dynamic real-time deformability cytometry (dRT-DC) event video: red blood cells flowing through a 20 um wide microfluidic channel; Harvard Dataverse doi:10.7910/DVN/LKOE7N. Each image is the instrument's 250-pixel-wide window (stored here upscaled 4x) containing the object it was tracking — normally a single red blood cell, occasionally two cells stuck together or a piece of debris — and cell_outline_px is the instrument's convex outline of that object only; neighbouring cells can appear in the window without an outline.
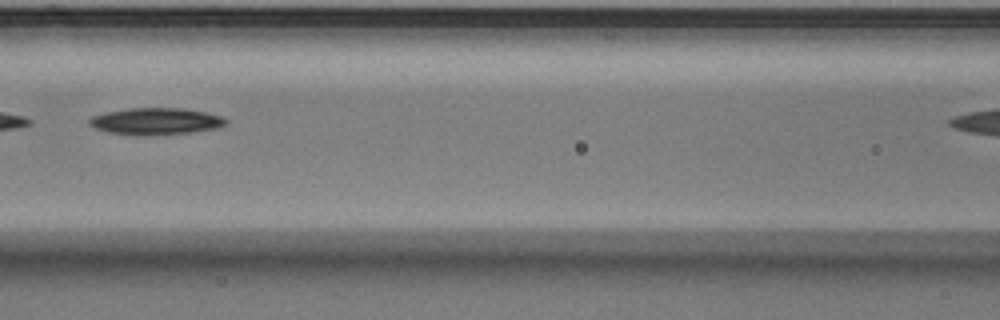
{"species": "Egyptian fruit bat (a non-hibernating species)", "species_latin": "Rousettus aegyptiacus", "temperature_condition": "warm", "stored_images_in_passage": 38, "segment_of_instrument_passage": [2, 2], "camera_frame_rate_fps": 3000, "um_per_image_px": 0.085, "animal": {"sex": "male"}, "frame": {"image": 1, "passage_image": 16, "time_ms": 5.0, "image_size_px": [1000, 320], "cell_outline_px": [[228, 120], [224, 124], [216, 128], [192, 132], [108, 132], [96, 128], [88, 124], [88, 120], [92, 116], [104, 112], [128, 108], [184, 108], [204, 112], [220, 116]], "centroid_in_image_um": [13.23, 10.24], "position_along_channel_um": 153.4, "area_um2": 20.06}}
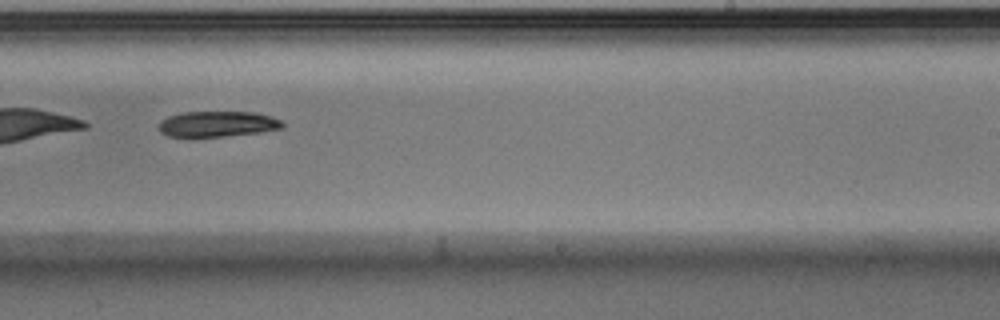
{"frame": {"image": 2, "passage_image": 25, "time_ms": 8.0, "image_size_px": [1000, 320], "cell_outline_px": [[284, 128], [260, 132], [192, 140], [168, 136], [160, 132], [160, 120], [168, 116], [180, 112], [256, 112], [272, 116], [280, 120], [284, 124]], "centroid_in_image_um": [18.43, 10.57], "position_along_channel_um": 270.6, "area_um2": 19.31}}
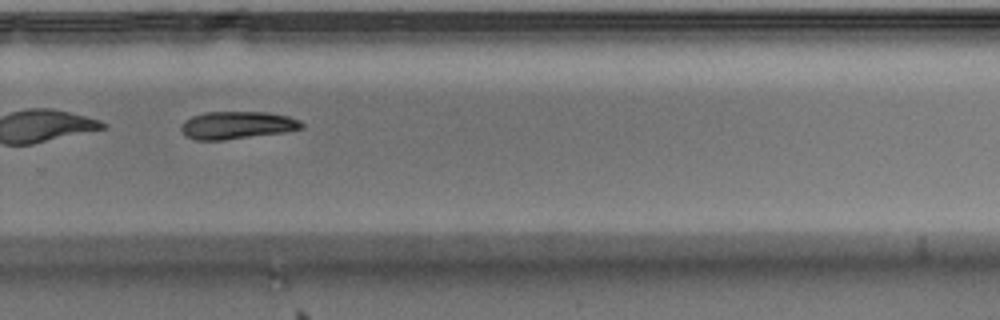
{"frame": {"image": 3, "passage_image": 28, "time_ms": 9.0, "image_size_px": [1000, 320], "cell_outline_px": [[304, 128], [284, 132], [224, 140], [196, 140], [188, 136], [180, 128], [180, 124], [184, 120], [192, 116], [204, 112], [268, 112], [288, 116], [300, 120], [304, 124]], "centroid_in_image_um": [20.16, 10.63], "position_along_channel_um": 309.6, "area_um2": 19.42}}